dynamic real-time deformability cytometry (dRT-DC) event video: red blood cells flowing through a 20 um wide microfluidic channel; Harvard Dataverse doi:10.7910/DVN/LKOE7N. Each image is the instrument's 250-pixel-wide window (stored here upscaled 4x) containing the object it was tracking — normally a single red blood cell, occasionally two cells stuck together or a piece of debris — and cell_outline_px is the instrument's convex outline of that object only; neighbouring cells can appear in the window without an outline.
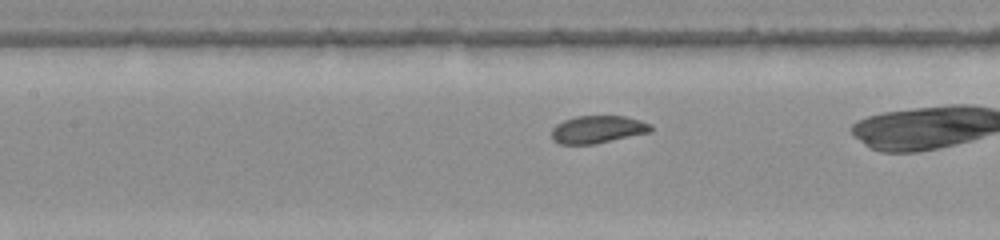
{"species": "common noctule bat (a hibernating species)", "species_latin": "Nyctalus noctula", "temperature_condition": "warm", "stored_images_in_passage": 31, "camera_frame_rate_fps": 3000, "um_per_image_px": 0.085, "animal": {"sex": "female", "body_mass_g": 22.0, "forearm_length_mm": 56.7}, "frame": {"image": 1, "passage_image": 14, "time_ms": 4.333, "image_size_px": [1000, 240], "cell_outline_px": [[652, 132], [596, 144], [560, 144], [552, 140], [552, 128], [556, 124], [564, 120], [576, 116], [624, 116], [640, 120], [652, 124]], "centroid_in_image_um": [50.82, 11.0], "position_along_channel_um": 156.6, "area_um2": 16.13}}
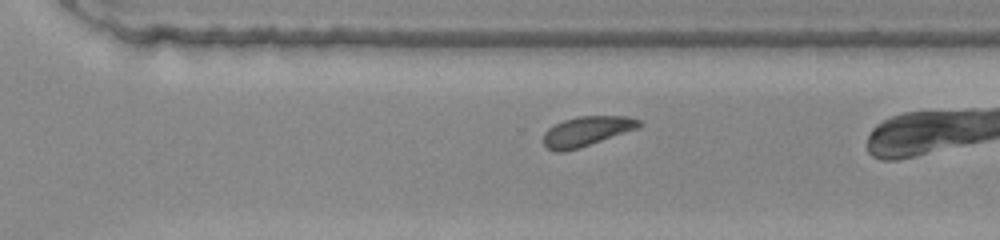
{"frame": {"image": 2, "passage_image": 27, "time_ms": 8.667, "image_size_px": [1000, 240], "cell_outline_px": [[640, 124], [636, 128], [576, 148], [560, 152], [556, 152], [548, 148], [544, 144], [544, 132], [548, 128], [564, 120], [580, 116], [628, 116], [640, 120]], "centroid_in_image_um": [49.82, 11.13], "position_along_channel_um": 320.8, "area_um2": 15.9}}